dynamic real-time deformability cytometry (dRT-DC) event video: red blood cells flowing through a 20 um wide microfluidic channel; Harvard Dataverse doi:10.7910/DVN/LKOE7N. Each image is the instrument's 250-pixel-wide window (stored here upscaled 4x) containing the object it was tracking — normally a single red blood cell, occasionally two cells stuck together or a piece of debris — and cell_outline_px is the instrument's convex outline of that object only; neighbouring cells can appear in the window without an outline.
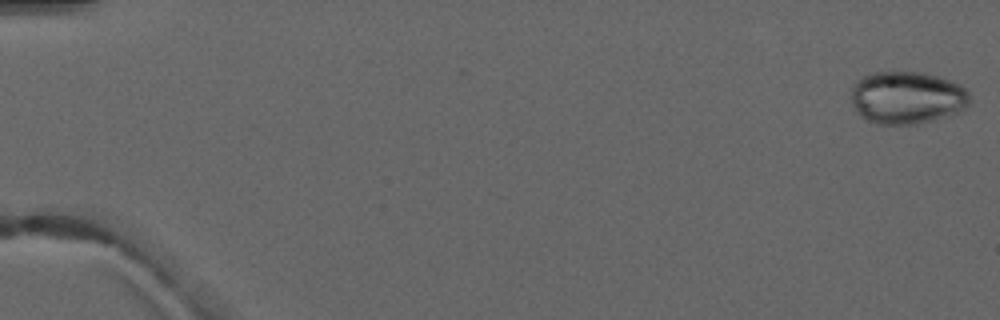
{"species": "common noctule bat (a hibernating species)", "species_latin": "Nyctalus noctula", "temperature_condition": "warm", "stored_images_in_passage": 6, "camera_frame_rate_fps": 3000, "um_per_image_px": 0.085, "animal": {"sex": "male", "forearm_length_mm": 52.5}, "frame": {"image": 1, "passage_image": 1, "time_ms": 0.0, "image_size_px": [1000, 320], "cell_outline_px": [[972, 100], [960, 112], [920, 124], [876, 124], [860, 116], [856, 112], [852, 104], [852, 88], [856, 80], [872, 72], [924, 72], [940, 76], [952, 80], [960, 84], [968, 92]], "centroid_in_image_um": [77.12, 8.29], "position_along_channel_um": 7.9, "area_um2": 36.82}}